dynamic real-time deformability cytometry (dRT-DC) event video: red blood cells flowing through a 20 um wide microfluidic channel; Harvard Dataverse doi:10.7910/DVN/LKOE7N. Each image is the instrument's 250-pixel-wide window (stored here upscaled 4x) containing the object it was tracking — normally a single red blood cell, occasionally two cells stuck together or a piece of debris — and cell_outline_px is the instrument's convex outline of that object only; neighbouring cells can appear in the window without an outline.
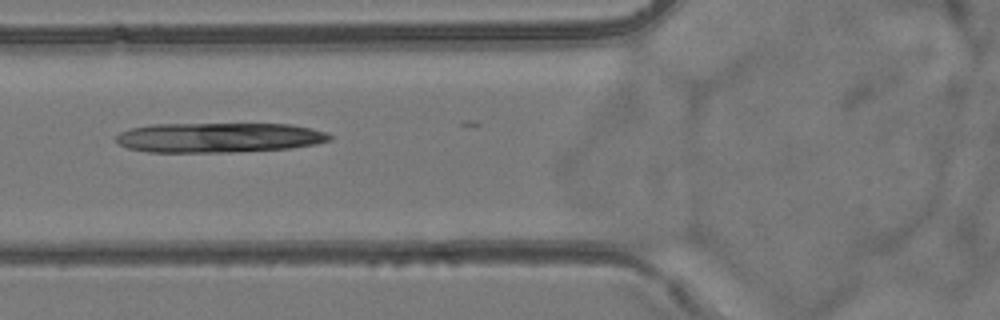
{"species": "common noctule bat (a hibernating species)", "species_latin": "Nyctalus noctula", "temperature_condition": "room temperature", "stored_images_in_passage": 5, "camera_frame_rate_fps": 3000, "um_per_image_px": 0.085, "animal": {"sex": "female", "body_mass_g": 24.6, "forearm_length_mm": 56.2}, "frame": {"image": 1, "passage_image": 4, "time_ms": 3.333, "image_size_px": [1000, 320], "cell_outline_px": [[332, 140], [316, 144], [288, 148], [232, 152], [148, 152], [128, 148], [116, 144], [116, 136], [120, 132], [132, 128], [152, 124], [292, 124], [312, 128], [324, 132], [332, 136]], "centroid_in_image_um": [18.59, 11.69], "position_along_channel_um": 107.2, "area_um2": 37.22}}